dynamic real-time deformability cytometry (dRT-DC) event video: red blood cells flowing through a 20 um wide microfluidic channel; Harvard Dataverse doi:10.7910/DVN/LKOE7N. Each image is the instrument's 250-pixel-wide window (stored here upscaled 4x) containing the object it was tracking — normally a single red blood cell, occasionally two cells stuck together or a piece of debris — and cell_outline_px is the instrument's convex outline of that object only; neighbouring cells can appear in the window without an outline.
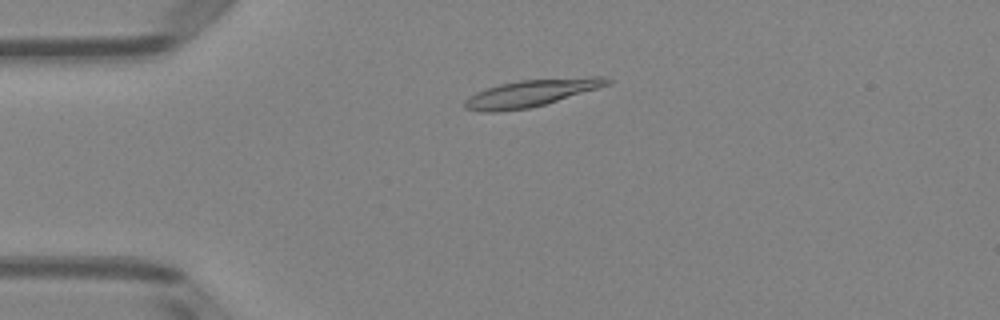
{"species": "Egyptian fruit bat (a non-hibernating species)", "species_latin": "Rousettus aegyptiacus", "temperature_condition": "room temperature", "stored_images_in_passage": 50, "camera_frame_rate_fps": 3000, "um_per_image_px": 0.085, "animal": {"sex": "female"}, "frame": {"image": 1, "passage_image": 11, "time_ms": 3.333, "image_size_px": [1000, 320], "cell_outline_px": [[612, 84], [544, 104], [528, 108], [496, 112], [480, 112], [464, 108], [464, 100], [468, 96], [476, 92], [500, 84], [520, 80], [588, 76], [604, 76], [612, 80]], "centroid_in_image_um": [45.17, 7.9], "position_along_channel_um": 39.8, "area_um2": 22.54}}
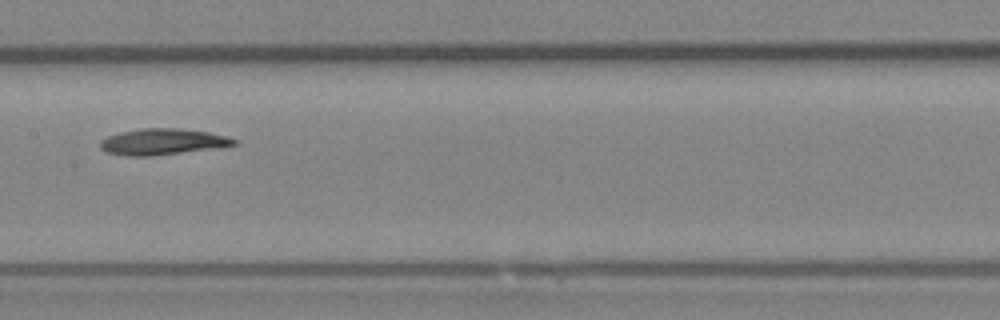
{"frame": {"image": 2, "passage_image": 25, "time_ms": 8.0, "image_size_px": [1000, 320], "cell_outline_px": [[240, 140], [236, 144], [220, 148], [152, 156], [124, 156], [108, 152], [100, 148], [100, 140], [108, 136], [120, 132], [140, 128], [180, 128], [208, 132], [228, 136]], "centroid_in_image_um": [13.86, 12.05], "position_along_channel_um": 193.5, "area_um2": 20.69}}
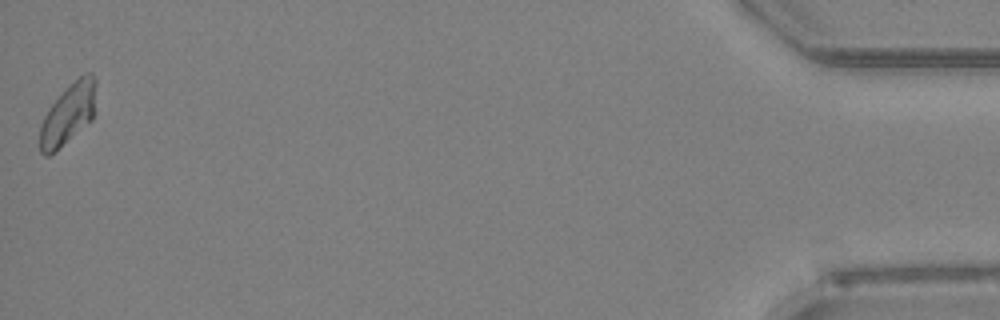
{"frame": {"image": 3, "passage_image": 50, "time_ms": 16.333, "image_size_px": [1000, 320], "cell_outline_px": [[96, 112], [92, 120], [56, 152], [48, 156], [44, 156], [40, 152], [40, 124], [48, 108], [84, 72], [92, 72], [96, 80]], "centroid_in_image_um": [5.83, 9.72], "position_along_channel_um": 429.4, "area_um2": 20.11}, "authors_computed_cell_mechanics": {"area_um2": 20.4612, "velocity_mm_per_s": 3.9485, "shape_relaxation_time_tau1_ms": 8.2142, "shape_relaxation_time_tau2_ms": null, "deformation_change_tau1": 0.2045, "deformation_change_tau2": null}}